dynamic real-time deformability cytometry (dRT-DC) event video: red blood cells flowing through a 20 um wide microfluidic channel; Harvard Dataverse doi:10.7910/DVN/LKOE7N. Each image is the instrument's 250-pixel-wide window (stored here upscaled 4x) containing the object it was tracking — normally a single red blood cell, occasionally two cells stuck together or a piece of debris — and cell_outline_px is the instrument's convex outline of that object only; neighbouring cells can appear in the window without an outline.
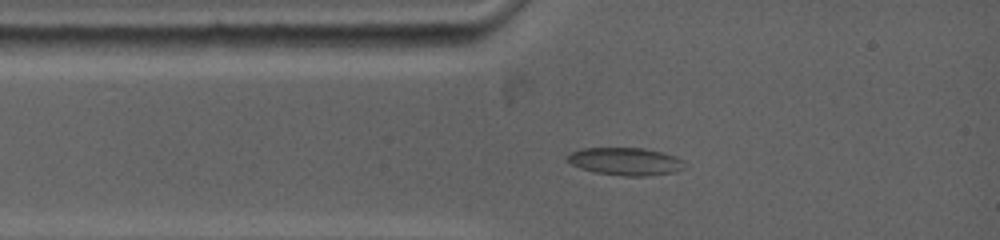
{"species": "common noctule bat (a hibernating species)", "species_latin": "Nyctalus noctula", "temperature_condition": "warm", "stored_images_in_passage": 54, "camera_frame_rate_fps": 5000, "um_per_image_px": 0.085, "animal": {"sex": "female", "body_mass_g": 19.0, "forearm_length_mm": 53.3}, "frame": {"image": 1, "passage_image": 6, "time_ms": 1.6, "image_size_px": [1000, 240], "cell_outline_px": [[684, 168], [676, 172], [648, 176], [624, 176], [596, 172], [580, 168], [564, 160], [564, 156], [568, 152], [584, 148], [644, 148], [664, 152], [676, 156], [684, 160]], "centroid_in_image_um": [53.15, 13.71], "position_along_channel_um": 31.8, "area_um2": 19.25}}
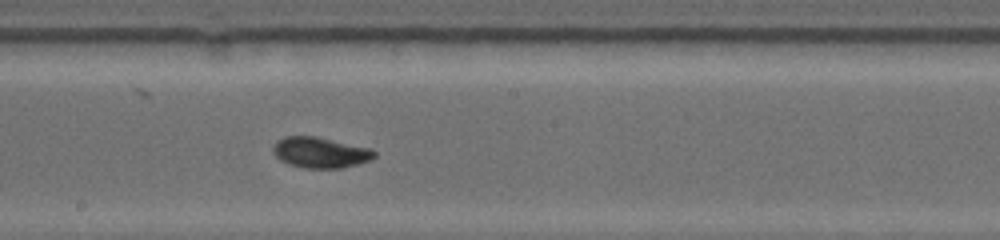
{"frame": {"image": 2, "passage_image": 27, "time_ms": 6.6, "image_size_px": [1000, 240], "cell_outline_px": [[376, 156], [372, 160], [340, 168], [304, 168], [288, 164], [280, 160], [272, 152], [272, 148], [276, 140], [284, 136], [316, 136], [372, 148], [376, 152]], "centroid_in_image_um": [27.22, 12.95], "position_along_channel_um": 221.0, "area_um2": 18.38}}
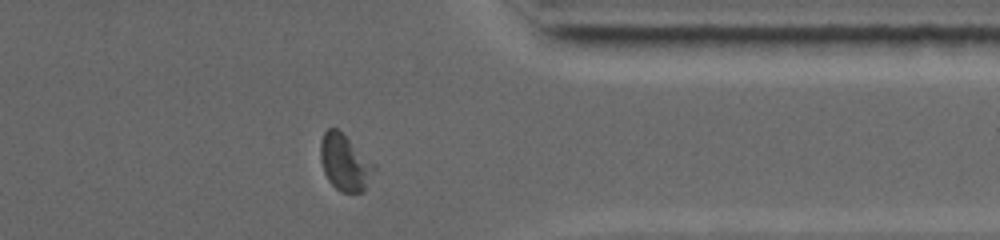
{"frame": {"image": 3, "passage_image": 47, "time_ms": 11.0, "image_size_px": [1000, 240], "cell_outline_px": [[376, 168], [364, 188], [360, 192], [340, 192], [328, 180], [324, 172], [320, 160], [320, 140], [324, 132], [328, 128], [336, 128], [376, 164]], "centroid_in_image_um": [29.29, 13.8], "position_along_channel_um": 382.1, "area_um2": 17.4}, "authors_computed_cell_mechanics": {"area_um2": 17.7735, "velocity_mm_per_s": 3.8573, "shape_relaxation_time_tau1_ms": 9.5654, "shape_relaxation_time_tau2_ms": 4.4525, "deformation_change_tau1": 0.1846, "deformation_change_tau2": 0.0766}}